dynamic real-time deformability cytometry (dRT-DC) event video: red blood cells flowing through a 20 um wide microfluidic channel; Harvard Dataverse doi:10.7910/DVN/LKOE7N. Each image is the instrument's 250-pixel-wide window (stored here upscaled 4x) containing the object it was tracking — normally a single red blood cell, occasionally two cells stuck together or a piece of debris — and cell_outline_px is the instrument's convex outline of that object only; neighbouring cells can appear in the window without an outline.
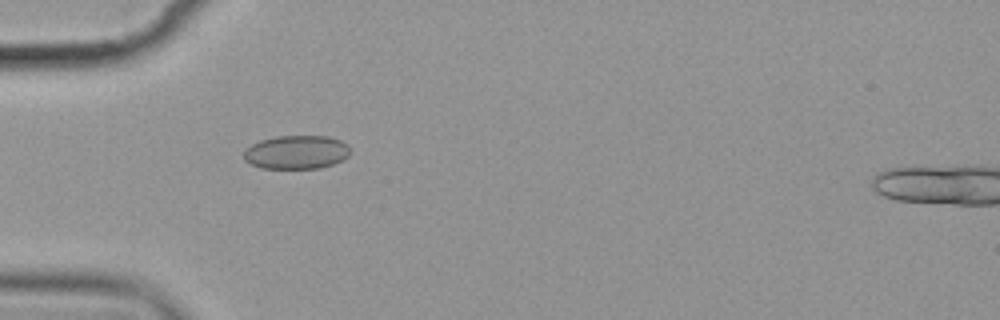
{"species": "common noctule bat (a hibernating species)", "species_latin": "Nyctalus noctula", "temperature_condition": "cold", "stored_images_in_passage": 3, "camera_frame_rate_fps": 3000, "um_per_image_px": 0.085, "animal": {"sex": "female", "body_mass_g": 19.9}, "frame": {"image": 1, "passage_image": 1, "time_ms": 0.0, "image_size_px": [1000, 320], "cell_outline_px": [[352, 152], [344, 160], [320, 168], [260, 168], [244, 160], [244, 152], [252, 144], [260, 140], [276, 136], [328, 136], [340, 140], [348, 144], [352, 148]], "centroid_in_image_um": [25.25, 12.93], "position_along_channel_um": 59.7, "area_um2": 21.04}}
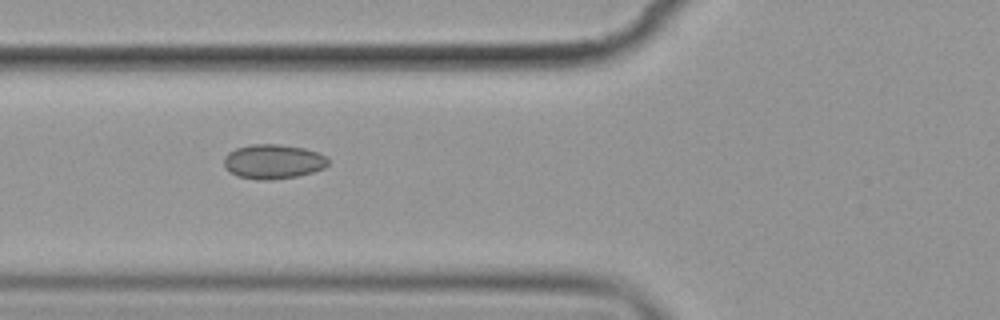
{"frame": {"image": 2, "passage_image": 2, "time_ms": 1.333, "image_size_px": [1000, 320], "cell_outline_px": [[328, 164], [324, 168], [312, 172], [296, 176], [272, 180], [260, 180], [236, 176], [224, 168], [224, 156], [228, 152], [236, 148], [252, 144], [280, 144], [304, 148], [316, 152], [324, 156], [328, 160]], "centroid_in_image_um": [23.17, 13.73], "position_along_channel_um": 102.6, "area_um2": 20.98}}
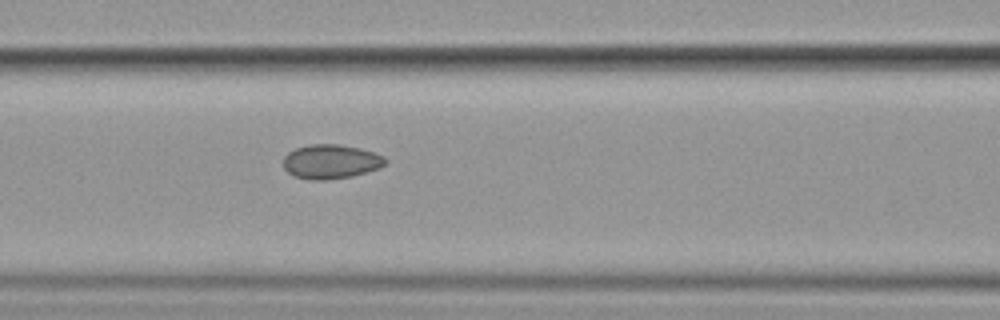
{"frame": {"image": 3, "passage_image": 3, "time_ms": 2.333, "image_size_px": [1000, 320], "cell_outline_px": [[388, 164], [380, 168], [352, 176], [328, 180], [312, 180], [292, 176], [284, 168], [284, 156], [288, 152], [296, 148], [308, 144], [340, 144], [360, 148], [376, 152], [384, 156], [388, 160]], "centroid_in_image_um": [28.16, 13.73], "position_along_channel_um": 138.4, "area_um2": 20.75}}